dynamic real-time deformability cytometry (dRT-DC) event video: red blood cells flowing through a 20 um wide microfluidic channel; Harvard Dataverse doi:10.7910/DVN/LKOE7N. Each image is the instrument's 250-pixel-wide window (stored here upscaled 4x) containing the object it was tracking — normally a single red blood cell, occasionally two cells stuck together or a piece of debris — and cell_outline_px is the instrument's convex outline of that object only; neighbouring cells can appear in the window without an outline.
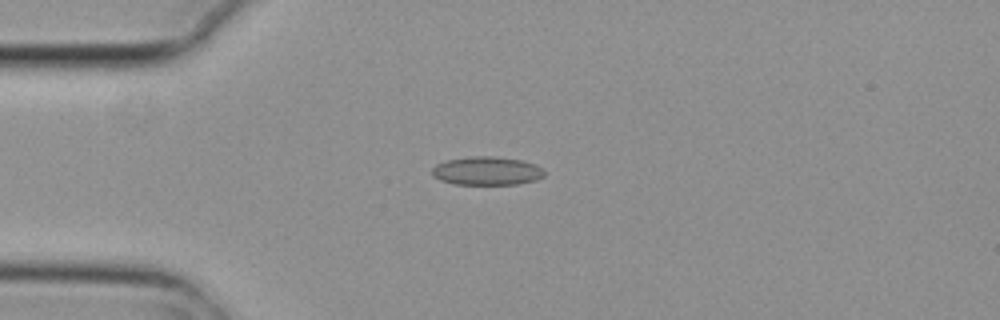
{"species": "common noctule bat (a hibernating species)", "species_latin": "Nyctalus noctula", "temperature_condition": "cold", "stored_images_in_passage": 4, "camera_frame_rate_fps": 3000, "um_per_image_px": 0.085, "animal": {"sex": "female", "body_mass_g": 29.2, "forearm_length_mm": 56.3}, "frame": {"image": 1, "passage_image": 2, "time_ms": 0.333, "image_size_px": [1000, 320], "cell_outline_px": [[544, 176], [536, 180], [516, 184], [452, 184], [440, 180], [432, 176], [432, 168], [436, 164], [448, 160], [472, 156], [492, 156], [520, 160], [536, 164], [544, 172]], "centroid_in_image_um": [41.36, 14.53], "position_along_channel_um": 43.6, "area_um2": 18.55}}
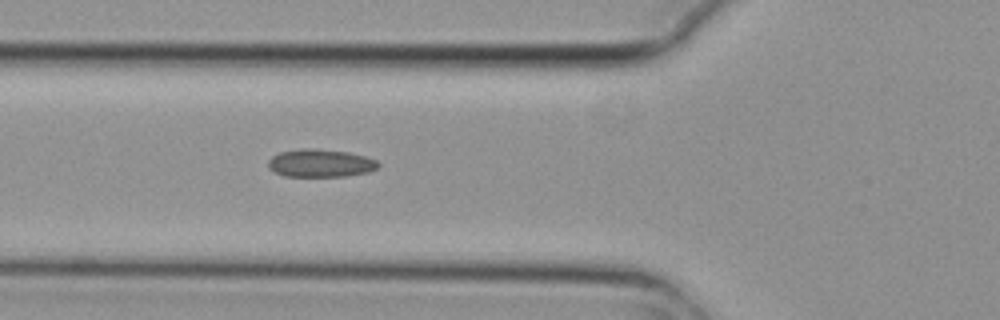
{"frame": {"image": 2, "passage_image": 4, "time_ms": 1.0, "image_size_px": [1000, 320], "cell_outline_px": [[380, 164], [376, 168], [368, 172], [344, 176], [284, 176], [268, 168], [268, 160], [272, 156], [280, 152], [300, 148], [316, 148], [348, 152], [364, 156], [376, 160]], "centroid_in_image_um": [27.21, 13.86], "position_along_channel_um": 98.6, "area_um2": 17.86}}